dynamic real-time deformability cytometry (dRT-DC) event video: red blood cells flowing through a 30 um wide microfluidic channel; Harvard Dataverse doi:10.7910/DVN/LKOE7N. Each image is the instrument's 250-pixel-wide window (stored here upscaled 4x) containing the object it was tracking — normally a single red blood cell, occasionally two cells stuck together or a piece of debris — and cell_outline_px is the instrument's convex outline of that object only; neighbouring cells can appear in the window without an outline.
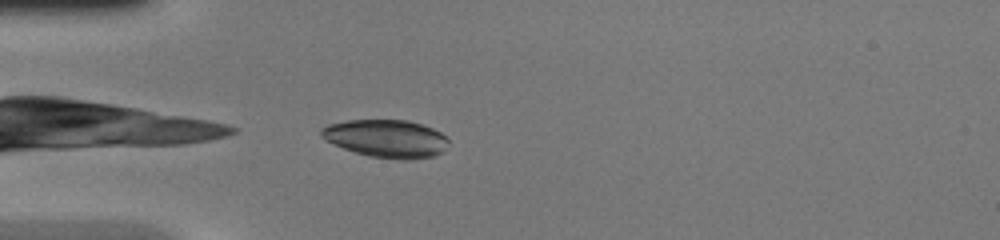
{"species": "common noctule bat (a hibernating species)", "species_latin": "Nyctalus noctula", "temperature_condition": "warm", "stored_images_in_passage": 28, "camera_frame_rate_fps": 3000, "um_per_image_px": 0.085, "animal": {"sex": "female", "body_mass_g": 20.0, "forearm_length_mm": 54.0}, "frame": {"image": 1, "passage_image": 2, "time_ms": 0.333, "image_size_px": [1000, 240], "cell_outline_px": [[448, 140], [444, 152], [436, 156], [412, 160], [400, 160], [368, 156], [344, 148], [324, 140], [320, 136], [320, 128], [328, 124], [348, 120], [408, 120], [432, 128], [440, 132]], "centroid_in_image_um": [32.83, 11.79], "position_along_channel_um": 52.2, "area_um2": 28.26}}
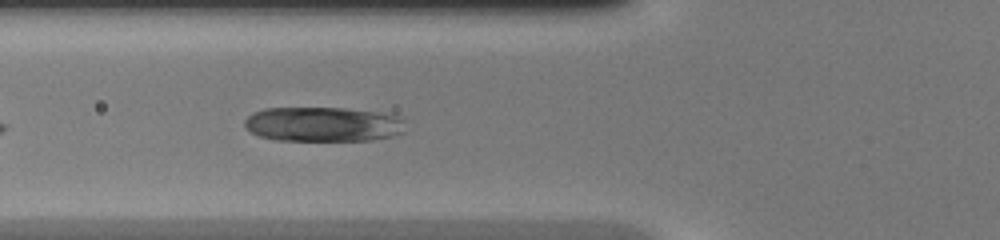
{"frame": {"image": 2, "passage_image": 6, "time_ms": 1.667, "image_size_px": [1000, 240], "cell_outline_px": [[404, 132], [392, 136], [372, 140], [276, 140], [260, 136], [244, 128], [244, 120], [252, 112], [264, 108], [344, 108], [380, 112], [396, 116], [404, 120]], "centroid_in_image_um": [27.44, 10.55], "position_along_channel_um": 98.4, "area_um2": 32.6}}
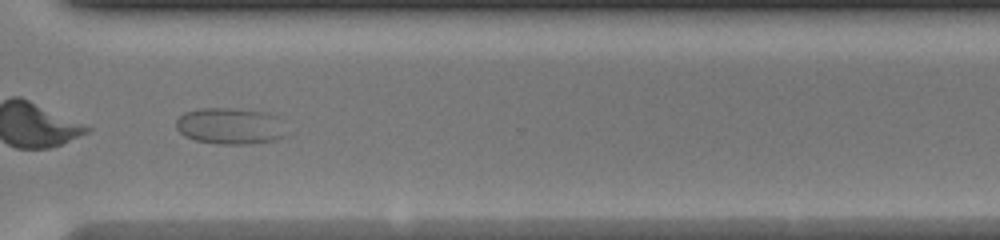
{"frame": {"image": 3, "passage_image": 24, "time_ms": 7.667, "image_size_px": [1000, 240], "cell_outline_px": [[288, 136], [276, 140], [248, 144], [216, 144], [196, 140], [184, 136], [176, 128], [176, 120], [184, 112], [200, 108], [232, 108], [264, 112], [276, 116]], "centroid_in_image_um": [19.54, 10.72], "position_along_channel_um": 351.1, "area_um2": 23.47}}